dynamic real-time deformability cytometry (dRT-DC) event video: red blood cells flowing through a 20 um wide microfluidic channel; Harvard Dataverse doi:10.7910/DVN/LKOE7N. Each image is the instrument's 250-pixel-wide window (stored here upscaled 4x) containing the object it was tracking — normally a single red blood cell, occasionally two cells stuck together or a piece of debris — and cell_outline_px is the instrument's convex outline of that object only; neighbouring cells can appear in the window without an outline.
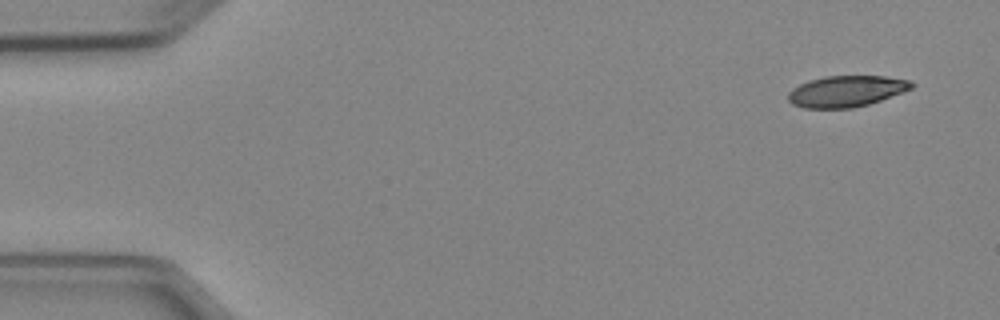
{"species": "Egyptian fruit bat (a non-hibernating species)", "species_latin": "Rousettus aegyptiacus", "temperature_condition": "cold", "stored_images_in_passage": 4, "camera_frame_rate_fps": 3000, "um_per_image_px": 0.085, "animal": {"sex": "female"}, "frame": {"image": 1, "passage_image": 1, "time_ms": 0.0, "image_size_px": [1000, 320], "cell_outline_px": [[916, 84], [912, 88], [904, 92], [868, 104], [852, 108], [804, 108], [792, 104], [788, 100], [788, 92], [792, 88], [808, 80], [824, 76], [884, 76], [912, 80]], "centroid_in_image_um": [71.95, 7.75], "position_along_channel_um": 13.1, "area_um2": 22.6}}
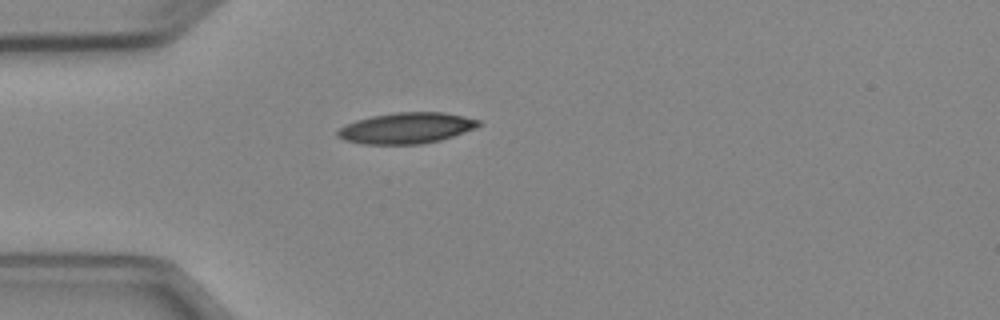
{"frame": {"image": 2, "passage_image": 4, "time_ms": 3.667, "image_size_px": [1000, 320], "cell_outline_px": [[480, 124], [476, 128], [440, 140], [420, 144], [364, 144], [344, 140], [336, 136], [336, 132], [340, 128], [356, 120], [372, 116], [396, 112], [444, 112], [464, 116], [480, 120]], "centroid_in_image_um": [34.54, 10.88], "position_along_channel_um": 50.5, "area_um2": 25.32}}